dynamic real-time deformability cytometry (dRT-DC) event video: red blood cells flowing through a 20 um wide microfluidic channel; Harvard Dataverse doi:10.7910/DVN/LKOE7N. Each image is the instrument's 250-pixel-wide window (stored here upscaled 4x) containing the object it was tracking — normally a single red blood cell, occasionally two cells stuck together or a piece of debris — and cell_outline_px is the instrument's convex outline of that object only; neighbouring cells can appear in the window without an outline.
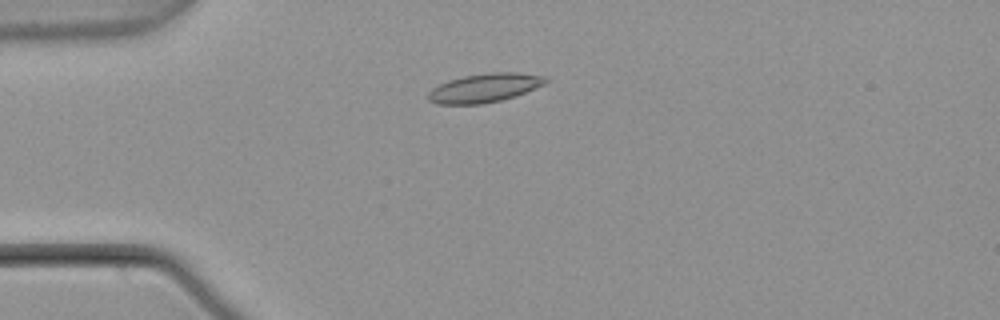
{"species": "common noctule bat (a hibernating species)", "species_latin": "Nyctalus noctula", "temperature_condition": "warm", "stored_images_in_passage": 6, "camera_frame_rate_fps": 3000, "um_per_image_px": 0.085, "animal": {"sex": "male", "body_mass_g": 21.5, "forearm_length_mm": 52.0}, "frame": {"image": 1, "passage_image": 3, "time_ms": 0.667, "image_size_px": [1000, 320], "cell_outline_px": [[548, 80], [544, 84], [536, 88], [516, 96], [500, 100], [480, 104], [436, 104], [428, 100], [428, 92], [432, 88], [448, 80], [464, 76], [492, 72], [516, 72], [548, 76]], "centroid_in_image_um": [41.2, 7.47], "position_along_channel_um": 43.8, "area_um2": 19.77}}
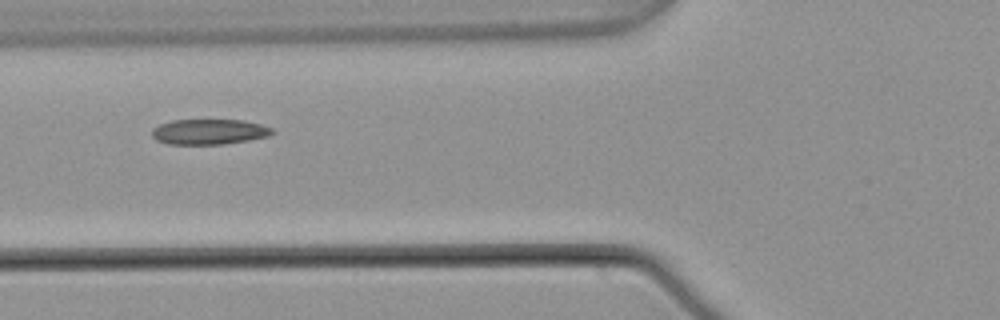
{"frame": {"image": 2, "passage_image": 5, "time_ms": 1.333, "image_size_px": [1000, 320], "cell_outline_px": [[276, 132], [268, 136], [248, 140], [224, 144], [168, 144], [156, 140], [152, 136], [152, 128], [160, 124], [172, 120], [244, 120], [260, 124], [272, 128]], "centroid_in_image_um": [17.77, 11.2], "position_along_channel_um": 108.0, "area_um2": 17.8}}
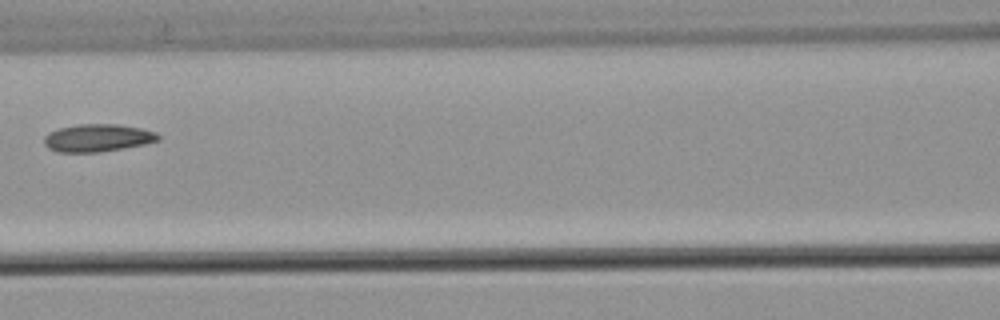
{"frame": {"image": 3, "passage_image": 6, "time_ms": 1.667, "image_size_px": [1000, 320], "cell_outline_px": [[160, 140], [144, 144], [124, 148], [100, 152], [56, 152], [48, 148], [44, 144], [44, 136], [48, 132], [60, 128], [76, 124], [116, 124], [140, 128], [156, 132], [160, 136]], "centroid_in_image_um": [8.28, 11.72], "position_along_channel_um": 158.3, "area_um2": 18.44}}